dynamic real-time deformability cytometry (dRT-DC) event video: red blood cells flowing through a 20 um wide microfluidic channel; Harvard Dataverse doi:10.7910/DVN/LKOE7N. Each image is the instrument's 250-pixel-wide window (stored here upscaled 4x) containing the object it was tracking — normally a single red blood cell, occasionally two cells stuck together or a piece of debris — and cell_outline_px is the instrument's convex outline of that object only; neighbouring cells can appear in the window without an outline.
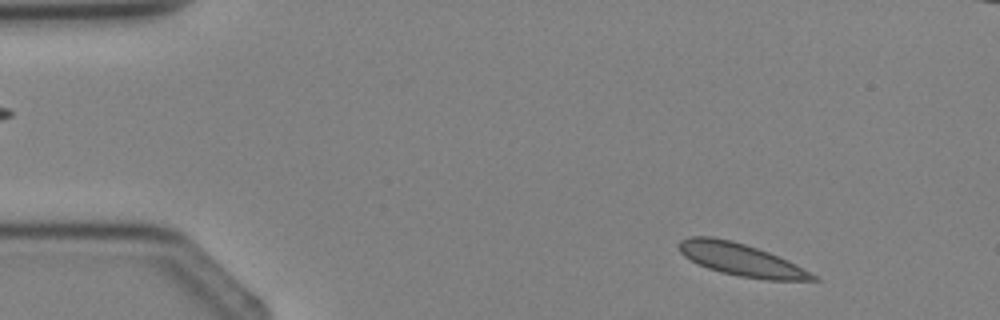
{"species": "Egyptian fruit bat (a non-hibernating species)", "species_latin": "Rousettus aegyptiacus", "temperature_condition": "cold", "stored_images_in_passage": 4, "camera_frame_rate_fps": 3000, "um_per_image_px": 0.085, "animal": {"sex": "female"}, "frame": {"image": 1, "passage_image": 4, "time_ms": 3.667, "image_size_px": [1000, 320], "cell_outline_px": [[820, 280], [768, 280], [740, 276], [720, 272], [708, 268], [684, 256], [680, 252], [676, 244], [680, 240], [688, 236], [712, 236], [732, 240], [768, 252], [788, 260], [796, 264], [816, 276]], "centroid_in_image_um": [62.94, 22.05], "position_along_channel_um": 22.1, "area_um2": 25.14}}